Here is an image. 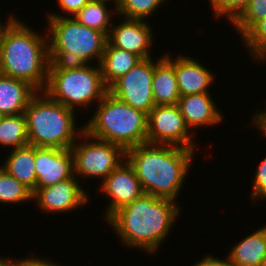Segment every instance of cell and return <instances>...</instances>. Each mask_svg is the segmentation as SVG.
Masks as SVG:
<instances>
[{
	"label": "cell",
	"mask_w": 266,
	"mask_h": 266,
	"mask_svg": "<svg viewBox=\"0 0 266 266\" xmlns=\"http://www.w3.org/2000/svg\"><path fill=\"white\" fill-rule=\"evenodd\" d=\"M168 0H120L116 5L118 17L146 20L155 14L158 8ZM121 15V16H120Z\"/></svg>",
	"instance_id": "25"
},
{
	"label": "cell",
	"mask_w": 266,
	"mask_h": 266,
	"mask_svg": "<svg viewBox=\"0 0 266 266\" xmlns=\"http://www.w3.org/2000/svg\"><path fill=\"white\" fill-rule=\"evenodd\" d=\"M50 62L44 92L54 101L77 111L91 107L108 93L100 65Z\"/></svg>",
	"instance_id": "7"
},
{
	"label": "cell",
	"mask_w": 266,
	"mask_h": 266,
	"mask_svg": "<svg viewBox=\"0 0 266 266\" xmlns=\"http://www.w3.org/2000/svg\"><path fill=\"white\" fill-rule=\"evenodd\" d=\"M100 183L98 191L107 195L110 200L104 212L105 220L116 210L132 203L145 193L134 168L126 159Z\"/></svg>",
	"instance_id": "12"
},
{
	"label": "cell",
	"mask_w": 266,
	"mask_h": 266,
	"mask_svg": "<svg viewBox=\"0 0 266 266\" xmlns=\"http://www.w3.org/2000/svg\"><path fill=\"white\" fill-rule=\"evenodd\" d=\"M17 17L10 15L9 18H7V22L5 21L4 24L2 23V20L0 21V48L5 36L6 31L11 27V25L17 20Z\"/></svg>",
	"instance_id": "34"
},
{
	"label": "cell",
	"mask_w": 266,
	"mask_h": 266,
	"mask_svg": "<svg viewBox=\"0 0 266 266\" xmlns=\"http://www.w3.org/2000/svg\"><path fill=\"white\" fill-rule=\"evenodd\" d=\"M177 105L191 132L202 126L212 127L222 123L223 114L210 93L180 96Z\"/></svg>",
	"instance_id": "16"
},
{
	"label": "cell",
	"mask_w": 266,
	"mask_h": 266,
	"mask_svg": "<svg viewBox=\"0 0 266 266\" xmlns=\"http://www.w3.org/2000/svg\"><path fill=\"white\" fill-rule=\"evenodd\" d=\"M142 60L138 55L113 47L107 41L99 64L105 85L109 88Z\"/></svg>",
	"instance_id": "21"
},
{
	"label": "cell",
	"mask_w": 266,
	"mask_h": 266,
	"mask_svg": "<svg viewBox=\"0 0 266 266\" xmlns=\"http://www.w3.org/2000/svg\"><path fill=\"white\" fill-rule=\"evenodd\" d=\"M193 137L177 104L154 106L148 113L147 143L197 150Z\"/></svg>",
	"instance_id": "10"
},
{
	"label": "cell",
	"mask_w": 266,
	"mask_h": 266,
	"mask_svg": "<svg viewBox=\"0 0 266 266\" xmlns=\"http://www.w3.org/2000/svg\"><path fill=\"white\" fill-rule=\"evenodd\" d=\"M58 1V7L64 13L71 14L73 17L78 13L90 0H56Z\"/></svg>",
	"instance_id": "30"
},
{
	"label": "cell",
	"mask_w": 266,
	"mask_h": 266,
	"mask_svg": "<svg viewBox=\"0 0 266 266\" xmlns=\"http://www.w3.org/2000/svg\"><path fill=\"white\" fill-rule=\"evenodd\" d=\"M110 1L90 0L73 17L82 25L103 32L107 37L109 35L112 22V15H116V7L111 10L107 7ZM112 11V13L110 12ZM115 12V13H114ZM114 13V14H113Z\"/></svg>",
	"instance_id": "22"
},
{
	"label": "cell",
	"mask_w": 266,
	"mask_h": 266,
	"mask_svg": "<svg viewBox=\"0 0 266 266\" xmlns=\"http://www.w3.org/2000/svg\"><path fill=\"white\" fill-rule=\"evenodd\" d=\"M162 57L154 59L156 61L152 57L143 59L117 79L108 88V92L118 100L148 115L155 106L152 92L154 66Z\"/></svg>",
	"instance_id": "9"
},
{
	"label": "cell",
	"mask_w": 266,
	"mask_h": 266,
	"mask_svg": "<svg viewBox=\"0 0 266 266\" xmlns=\"http://www.w3.org/2000/svg\"><path fill=\"white\" fill-rule=\"evenodd\" d=\"M47 14L49 62L64 64H100L107 36L98 30L80 24L68 15Z\"/></svg>",
	"instance_id": "5"
},
{
	"label": "cell",
	"mask_w": 266,
	"mask_h": 266,
	"mask_svg": "<svg viewBox=\"0 0 266 266\" xmlns=\"http://www.w3.org/2000/svg\"><path fill=\"white\" fill-rule=\"evenodd\" d=\"M37 92L28 82L0 73V113L3 116L24 113Z\"/></svg>",
	"instance_id": "17"
},
{
	"label": "cell",
	"mask_w": 266,
	"mask_h": 266,
	"mask_svg": "<svg viewBox=\"0 0 266 266\" xmlns=\"http://www.w3.org/2000/svg\"><path fill=\"white\" fill-rule=\"evenodd\" d=\"M76 111L38 91L25 109L28 144L36 147L71 148L85 131L77 128ZM79 138V139H78Z\"/></svg>",
	"instance_id": "4"
},
{
	"label": "cell",
	"mask_w": 266,
	"mask_h": 266,
	"mask_svg": "<svg viewBox=\"0 0 266 266\" xmlns=\"http://www.w3.org/2000/svg\"><path fill=\"white\" fill-rule=\"evenodd\" d=\"M163 57L154 66L152 92L155 106L175 105L180 98L174 65Z\"/></svg>",
	"instance_id": "19"
},
{
	"label": "cell",
	"mask_w": 266,
	"mask_h": 266,
	"mask_svg": "<svg viewBox=\"0 0 266 266\" xmlns=\"http://www.w3.org/2000/svg\"><path fill=\"white\" fill-rule=\"evenodd\" d=\"M82 138L71 146L77 178L99 177L103 181L126 159V151L119 145L93 138L86 131Z\"/></svg>",
	"instance_id": "8"
},
{
	"label": "cell",
	"mask_w": 266,
	"mask_h": 266,
	"mask_svg": "<svg viewBox=\"0 0 266 266\" xmlns=\"http://www.w3.org/2000/svg\"><path fill=\"white\" fill-rule=\"evenodd\" d=\"M264 109L265 110L261 109L260 111L256 110V114L252 116V125H254L255 128L257 127V129H259L258 131H260V134L262 133V137H266V108Z\"/></svg>",
	"instance_id": "32"
},
{
	"label": "cell",
	"mask_w": 266,
	"mask_h": 266,
	"mask_svg": "<svg viewBox=\"0 0 266 266\" xmlns=\"http://www.w3.org/2000/svg\"><path fill=\"white\" fill-rule=\"evenodd\" d=\"M106 1H110L111 3H114L113 5V8L114 7H116V5L118 4V2L120 1V0H106Z\"/></svg>",
	"instance_id": "36"
},
{
	"label": "cell",
	"mask_w": 266,
	"mask_h": 266,
	"mask_svg": "<svg viewBox=\"0 0 266 266\" xmlns=\"http://www.w3.org/2000/svg\"><path fill=\"white\" fill-rule=\"evenodd\" d=\"M111 25L107 41L121 50L136 54L142 59L151 58L150 48L155 42L153 28L147 20L123 19Z\"/></svg>",
	"instance_id": "14"
},
{
	"label": "cell",
	"mask_w": 266,
	"mask_h": 266,
	"mask_svg": "<svg viewBox=\"0 0 266 266\" xmlns=\"http://www.w3.org/2000/svg\"><path fill=\"white\" fill-rule=\"evenodd\" d=\"M164 56L174 65L180 96L210 93V87L216 76L207 67L188 55Z\"/></svg>",
	"instance_id": "15"
},
{
	"label": "cell",
	"mask_w": 266,
	"mask_h": 266,
	"mask_svg": "<svg viewBox=\"0 0 266 266\" xmlns=\"http://www.w3.org/2000/svg\"><path fill=\"white\" fill-rule=\"evenodd\" d=\"M214 10L215 18L225 16L229 22H232L247 6L250 0H208Z\"/></svg>",
	"instance_id": "28"
},
{
	"label": "cell",
	"mask_w": 266,
	"mask_h": 266,
	"mask_svg": "<svg viewBox=\"0 0 266 266\" xmlns=\"http://www.w3.org/2000/svg\"><path fill=\"white\" fill-rule=\"evenodd\" d=\"M254 174L250 199L256 203L257 200L263 201V199H266V156L259 163L258 169H256Z\"/></svg>",
	"instance_id": "29"
},
{
	"label": "cell",
	"mask_w": 266,
	"mask_h": 266,
	"mask_svg": "<svg viewBox=\"0 0 266 266\" xmlns=\"http://www.w3.org/2000/svg\"><path fill=\"white\" fill-rule=\"evenodd\" d=\"M28 201H32V191L0 165V202L14 205Z\"/></svg>",
	"instance_id": "24"
},
{
	"label": "cell",
	"mask_w": 266,
	"mask_h": 266,
	"mask_svg": "<svg viewBox=\"0 0 266 266\" xmlns=\"http://www.w3.org/2000/svg\"><path fill=\"white\" fill-rule=\"evenodd\" d=\"M0 145L12 150L28 145L27 119L24 113L1 118Z\"/></svg>",
	"instance_id": "23"
},
{
	"label": "cell",
	"mask_w": 266,
	"mask_h": 266,
	"mask_svg": "<svg viewBox=\"0 0 266 266\" xmlns=\"http://www.w3.org/2000/svg\"><path fill=\"white\" fill-rule=\"evenodd\" d=\"M79 178L73 175L70 179L60 181L54 185L37 189L32 194L38 209L43 213H65L76 210L89 201L86 189L80 186ZM84 189V190H83Z\"/></svg>",
	"instance_id": "11"
},
{
	"label": "cell",
	"mask_w": 266,
	"mask_h": 266,
	"mask_svg": "<svg viewBox=\"0 0 266 266\" xmlns=\"http://www.w3.org/2000/svg\"><path fill=\"white\" fill-rule=\"evenodd\" d=\"M227 257L233 266H266V225L231 247Z\"/></svg>",
	"instance_id": "18"
},
{
	"label": "cell",
	"mask_w": 266,
	"mask_h": 266,
	"mask_svg": "<svg viewBox=\"0 0 266 266\" xmlns=\"http://www.w3.org/2000/svg\"><path fill=\"white\" fill-rule=\"evenodd\" d=\"M25 266H62L59 264H57V262H54L52 260L46 259L43 257L39 258V257H26L25 258Z\"/></svg>",
	"instance_id": "33"
},
{
	"label": "cell",
	"mask_w": 266,
	"mask_h": 266,
	"mask_svg": "<svg viewBox=\"0 0 266 266\" xmlns=\"http://www.w3.org/2000/svg\"><path fill=\"white\" fill-rule=\"evenodd\" d=\"M17 20L6 31L0 48V73L24 80L44 91L48 80V38Z\"/></svg>",
	"instance_id": "3"
},
{
	"label": "cell",
	"mask_w": 266,
	"mask_h": 266,
	"mask_svg": "<svg viewBox=\"0 0 266 266\" xmlns=\"http://www.w3.org/2000/svg\"><path fill=\"white\" fill-rule=\"evenodd\" d=\"M177 204L175 200L144 193L104 221L124 246L155 255L179 218L181 207Z\"/></svg>",
	"instance_id": "1"
},
{
	"label": "cell",
	"mask_w": 266,
	"mask_h": 266,
	"mask_svg": "<svg viewBox=\"0 0 266 266\" xmlns=\"http://www.w3.org/2000/svg\"><path fill=\"white\" fill-rule=\"evenodd\" d=\"M0 266H25V258L17 260H12L9 257L0 258Z\"/></svg>",
	"instance_id": "35"
},
{
	"label": "cell",
	"mask_w": 266,
	"mask_h": 266,
	"mask_svg": "<svg viewBox=\"0 0 266 266\" xmlns=\"http://www.w3.org/2000/svg\"><path fill=\"white\" fill-rule=\"evenodd\" d=\"M34 161L35 146L28 144L13 149L8 157H6V160L1 167H3L12 177L29 188L33 194L35 192L37 180Z\"/></svg>",
	"instance_id": "20"
},
{
	"label": "cell",
	"mask_w": 266,
	"mask_h": 266,
	"mask_svg": "<svg viewBox=\"0 0 266 266\" xmlns=\"http://www.w3.org/2000/svg\"><path fill=\"white\" fill-rule=\"evenodd\" d=\"M35 191L74 175L73 153L71 148L57 149L35 146Z\"/></svg>",
	"instance_id": "13"
},
{
	"label": "cell",
	"mask_w": 266,
	"mask_h": 266,
	"mask_svg": "<svg viewBox=\"0 0 266 266\" xmlns=\"http://www.w3.org/2000/svg\"><path fill=\"white\" fill-rule=\"evenodd\" d=\"M266 17V0H250L243 11L229 23L242 37L258 20Z\"/></svg>",
	"instance_id": "27"
},
{
	"label": "cell",
	"mask_w": 266,
	"mask_h": 266,
	"mask_svg": "<svg viewBox=\"0 0 266 266\" xmlns=\"http://www.w3.org/2000/svg\"><path fill=\"white\" fill-rule=\"evenodd\" d=\"M193 266H233V264L228 257L226 259H220L210 254L204 255V258L194 263Z\"/></svg>",
	"instance_id": "31"
},
{
	"label": "cell",
	"mask_w": 266,
	"mask_h": 266,
	"mask_svg": "<svg viewBox=\"0 0 266 266\" xmlns=\"http://www.w3.org/2000/svg\"><path fill=\"white\" fill-rule=\"evenodd\" d=\"M85 131L93 138L114 143L125 151L147 143L148 115L107 93L96 104Z\"/></svg>",
	"instance_id": "6"
},
{
	"label": "cell",
	"mask_w": 266,
	"mask_h": 266,
	"mask_svg": "<svg viewBox=\"0 0 266 266\" xmlns=\"http://www.w3.org/2000/svg\"><path fill=\"white\" fill-rule=\"evenodd\" d=\"M194 154L180 146L145 143L126 150V160L145 193L176 201Z\"/></svg>",
	"instance_id": "2"
},
{
	"label": "cell",
	"mask_w": 266,
	"mask_h": 266,
	"mask_svg": "<svg viewBox=\"0 0 266 266\" xmlns=\"http://www.w3.org/2000/svg\"><path fill=\"white\" fill-rule=\"evenodd\" d=\"M252 60L266 62V17L258 20L242 37Z\"/></svg>",
	"instance_id": "26"
}]
</instances>
